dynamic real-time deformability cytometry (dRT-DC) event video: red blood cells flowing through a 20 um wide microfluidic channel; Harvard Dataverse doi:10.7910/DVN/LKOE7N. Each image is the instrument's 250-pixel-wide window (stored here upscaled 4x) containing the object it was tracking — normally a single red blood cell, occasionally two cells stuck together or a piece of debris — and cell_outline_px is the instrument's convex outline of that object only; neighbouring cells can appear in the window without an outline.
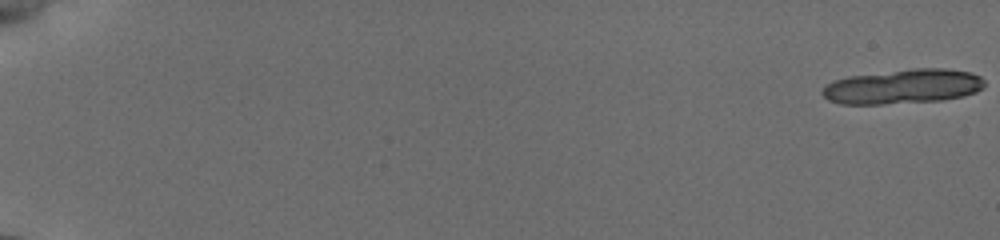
{"species": "common noctule bat (a hibernating species)", "species_latin": "Nyctalus noctula", "temperature_condition": "cold", "stored_images_in_passage": 7, "camera_frame_rate_fps": 3000, "um_per_image_px": 0.085, "animal": {"sex": "female", "body_mass_g": 19.5, "forearm_length_mm": 54.1}, "frame": {"image": 1, "passage_image": 1, "time_ms": 0.0, "image_size_px": [1000, 240], "cell_outline_px": [[984, 88], [976, 92], [964, 96], [944, 100], [884, 104], [840, 104], [828, 100], [820, 92], [824, 84], [832, 80], [848, 76], [912, 68], [944, 68], [972, 72], [980, 76], [984, 80]], "centroid_in_image_um": [76.74, 7.35], "position_along_channel_um": 8.3, "area_um2": 33.18}}